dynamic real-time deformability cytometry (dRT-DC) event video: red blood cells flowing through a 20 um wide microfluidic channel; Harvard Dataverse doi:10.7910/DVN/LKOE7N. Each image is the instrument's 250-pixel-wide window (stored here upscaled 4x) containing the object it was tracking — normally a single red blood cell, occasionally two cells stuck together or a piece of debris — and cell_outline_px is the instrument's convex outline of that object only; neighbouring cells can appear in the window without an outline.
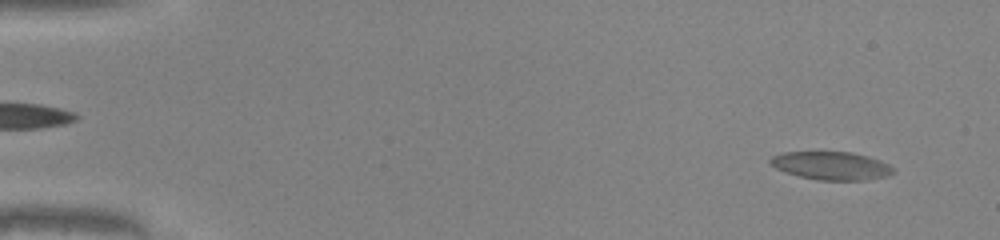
{"species": "common noctule bat (a hibernating species)", "species_latin": "Nyctalus noctula", "temperature_condition": "warm", "stored_images_in_passage": 51, "camera_frame_rate_fps": 3000, "um_per_image_px": 0.085, "animal": {"sex": "male", "body_mass_g": 20.0, "forearm_length_mm": 53.3}, "frame": {"image": 1, "passage_image": 3, "time_ms": 0.667, "image_size_px": [1000, 240], "cell_outline_px": [[896, 172], [888, 176], [864, 180], [820, 180], [800, 176], [784, 172], [768, 164], [768, 160], [772, 156], [784, 152], [852, 152], [868, 156], [880, 160], [896, 168]], "centroid_in_image_um": [70.68, 14.08], "position_along_channel_um": 14.3, "area_um2": 20.35}}
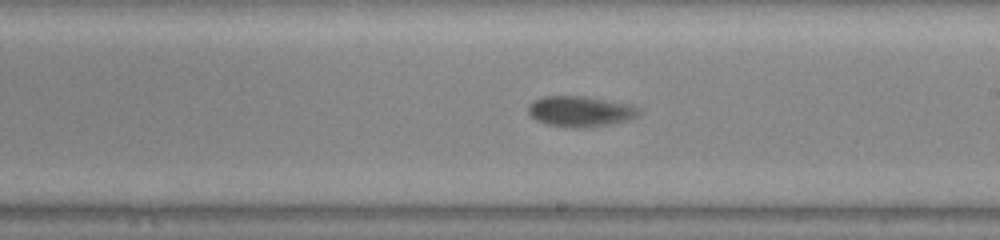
{"frame": {"image": 2, "passage_image": 30, "time_ms": 9.667, "image_size_px": [1000, 240], "cell_outline_px": [[640, 112], [636, 116], [628, 120], [608, 124], [584, 128], [572, 128], [548, 124], [536, 120], [528, 112], [528, 104], [544, 96], [584, 96], [632, 104], [640, 108]], "centroid_in_image_um": [49.34, 9.46], "position_along_channel_um": 239.7, "area_um2": 19.71}}
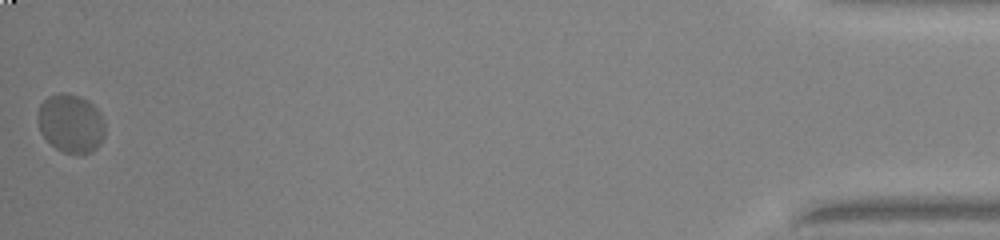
{"frame": {"image": 3, "passage_image": 51, "time_ms": 16.667, "image_size_px": [1000, 240], "cell_outline_px": [[104, 136], [100, 144], [92, 152], [64, 152], [56, 148], [40, 132], [36, 120], [36, 116], [40, 104], [48, 96], [60, 92], [68, 92], [80, 96], [88, 100], [100, 112], [104, 120]], "centroid_in_image_um": [6.0, 10.44], "position_along_channel_um": 429.2, "area_um2": 23.06}, "authors_computed_cell_mechanics": {"area_um2": 19.9988, "velocity_mm_per_s": 4.0081, "shape_relaxation_time_tau1_ms": 4.7828, "shape_relaxation_time_tau2_ms": null, "deformation_change_tau1": 0.1471, "deformation_change_tau2": null}}